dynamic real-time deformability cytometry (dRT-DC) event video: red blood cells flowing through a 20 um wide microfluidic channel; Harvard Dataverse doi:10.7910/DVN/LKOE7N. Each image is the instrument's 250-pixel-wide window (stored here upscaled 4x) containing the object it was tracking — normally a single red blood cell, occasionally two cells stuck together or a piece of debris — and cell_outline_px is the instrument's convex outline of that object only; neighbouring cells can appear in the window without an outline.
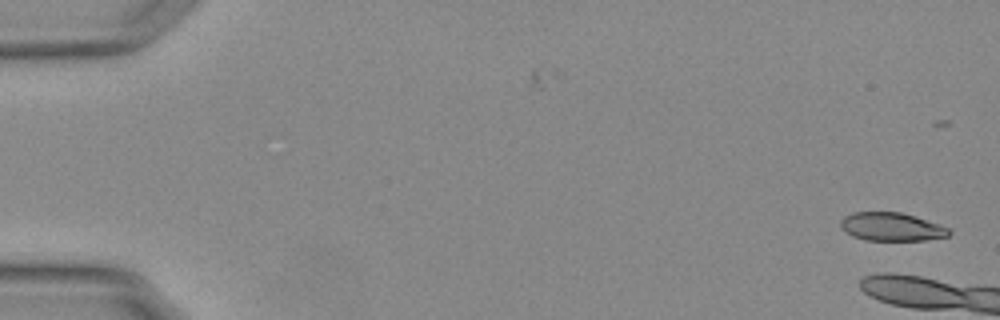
{"species": "Egyptian fruit bat (a non-hibernating species)", "species_latin": "Rousettus aegyptiacus", "temperature_condition": "warm", "stored_images_in_passage": 8, "camera_frame_rate_fps": 3000, "um_per_image_px": 0.085, "animal": {"sex": "female"}, "frame": {"image": 1, "passage_image": 1, "time_ms": 0.0, "image_size_px": [1000, 320], "cell_outline_px": [[952, 232], [948, 236], [924, 240], [864, 240], [852, 236], [840, 228], [840, 220], [844, 216], [852, 212], [900, 212], [916, 216], [948, 228]], "centroid_in_image_um": [75.74, 19.27], "position_along_channel_um": 9.3, "area_um2": 17.92}}